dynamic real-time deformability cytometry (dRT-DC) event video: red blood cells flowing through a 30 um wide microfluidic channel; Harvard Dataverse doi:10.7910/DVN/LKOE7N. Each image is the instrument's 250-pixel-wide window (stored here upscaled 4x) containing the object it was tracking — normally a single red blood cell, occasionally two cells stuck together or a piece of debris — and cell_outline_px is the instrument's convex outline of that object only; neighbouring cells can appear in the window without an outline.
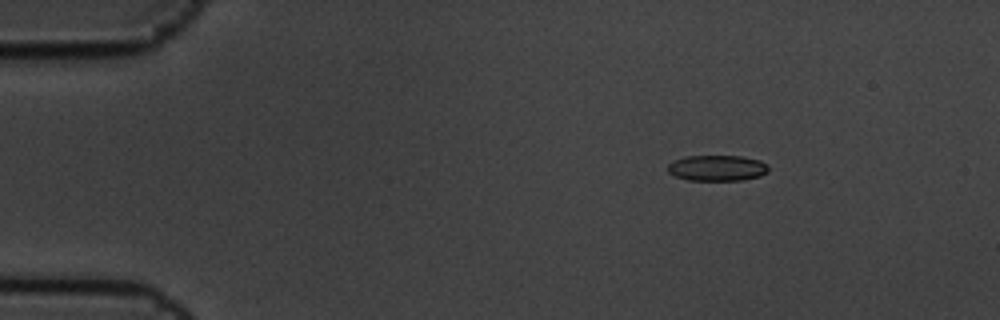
{"species": "common noctule bat (a hibernating species)", "species_latin": "Nyctalus noctula", "temperature_condition": "cold", "stored_images_in_passage": 5, "camera_frame_rate_fps": 3000, "um_per_image_px": 0.085, "animal": {"sex": "male", "body_mass_g": 19.5, "forearm_length_mm": 54.6}, "frame": {"image": 1, "passage_image": 2, "time_ms": 0.333, "image_size_px": [1000, 320], "cell_outline_px": [[768, 172], [760, 176], [740, 180], [688, 180], [676, 176], [668, 172], [668, 164], [672, 160], [684, 156], [740, 156], [760, 160], [768, 164]], "centroid_in_image_um": [60.95, 14.27], "position_along_channel_um": 24.0, "area_um2": 15.2}}
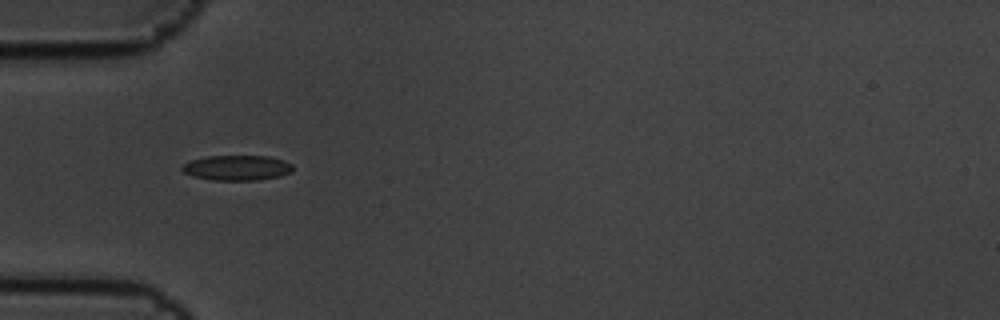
{"frame": {"image": 2, "passage_image": 5, "time_ms": 1.333, "image_size_px": [1000, 320], "cell_outline_px": [[292, 172], [280, 176], [260, 180], [212, 180], [192, 176], [184, 172], [180, 168], [184, 164], [192, 160], [208, 156], [268, 156], [284, 160], [292, 164]], "centroid_in_image_um": [20.16, 14.27], "position_along_channel_um": 64.8, "area_um2": 16.24}}